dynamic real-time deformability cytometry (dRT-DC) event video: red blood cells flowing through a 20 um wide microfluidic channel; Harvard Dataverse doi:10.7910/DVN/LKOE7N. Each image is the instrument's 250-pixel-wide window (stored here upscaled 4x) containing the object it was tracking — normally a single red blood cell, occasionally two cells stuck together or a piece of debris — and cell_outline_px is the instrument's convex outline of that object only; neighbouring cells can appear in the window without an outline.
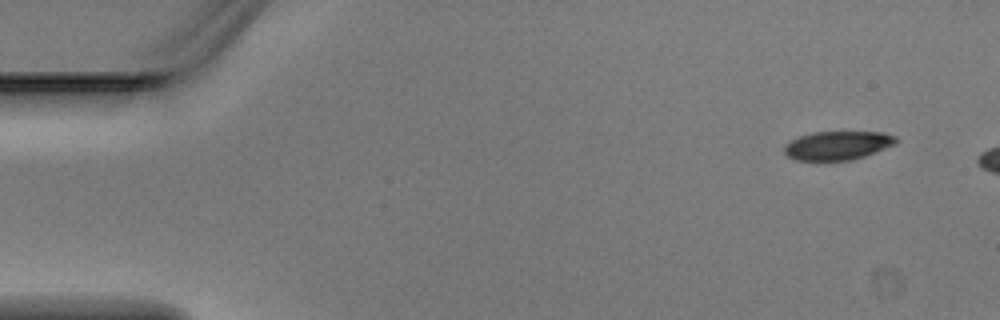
{"species": "Egyptian fruit bat (a non-hibernating species)", "species_latin": "Rousettus aegyptiacus", "temperature_condition": "warm", "stored_images_in_passage": 5, "segment_of_instrument_passage": [2, 2], "camera_frame_rate_fps": 3000, "um_per_image_px": 0.085, "animal": {"sex": "male"}, "frame": {"image": 1, "passage_image": 5, "time_ms": 1.333, "image_size_px": [1000, 320], "cell_outline_px": [[900, 140], [896, 144], [864, 156], [852, 160], [796, 160], [788, 156], [784, 152], [784, 144], [788, 140], [812, 132], [884, 132], [896, 136]], "centroid_in_image_um": [71.2, 12.35], "position_along_channel_um": 13.8, "area_um2": 18.84}}